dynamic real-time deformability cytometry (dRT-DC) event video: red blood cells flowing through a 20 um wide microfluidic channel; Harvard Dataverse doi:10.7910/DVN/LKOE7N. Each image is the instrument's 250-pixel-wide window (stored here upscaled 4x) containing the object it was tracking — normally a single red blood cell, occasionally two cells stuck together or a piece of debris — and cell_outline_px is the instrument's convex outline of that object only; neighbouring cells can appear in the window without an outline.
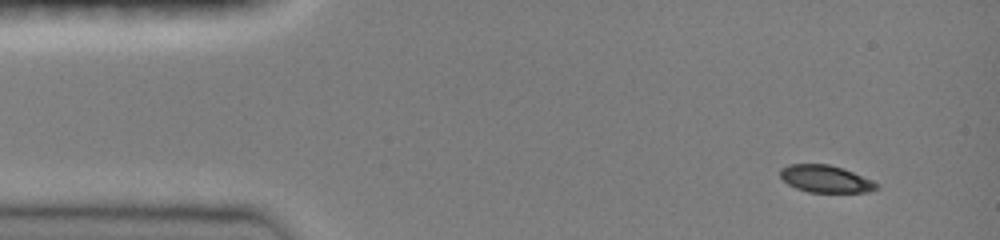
{"species": "common noctule bat (a hibernating species)", "species_latin": "Nyctalus noctula", "temperature_condition": "room temperature", "stored_images_in_passage": 7, "camera_frame_rate_fps": 3000, "um_per_image_px": 0.085, "animal": {"sex": "female", "body_mass_g": 19.0, "forearm_length_mm": 51.5}, "frame": {"image": 1, "passage_image": 1, "time_ms": 0.0, "image_size_px": [1000, 240], "cell_outline_px": [[880, 188], [868, 192], [808, 192], [796, 188], [788, 184], [780, 176], [780, 168], [788, 164], [828, 164], [852, 172], [872, 180]], "centroid_in_image_um": [70.14, 15.21], "position_along_channel_um": 14.9, "area_um2": 15.14}}
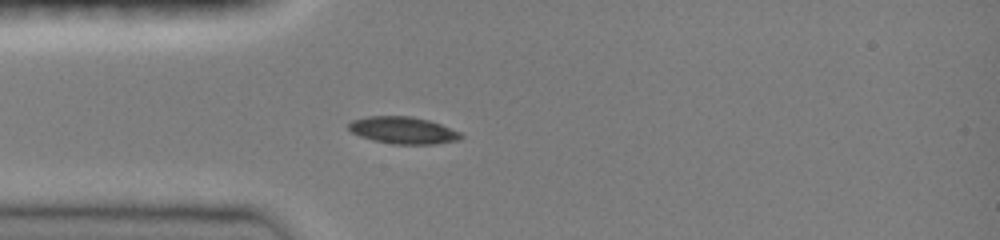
{"frame": {"image": 2, "passage_image": 7, "time_ms": 3.0, "image_size_px": [1000, 240], "cell_outline_px": [[464, 136], [460, 140], [436, 144], [392, 144], [372, 140], [360, 136], [352, 132], [348, 128], [348, 124], [352, 120], [368, 116], [412, 116], [428, 120], [440, 124], [460, 132]], "centroid_in_image_um": [34.27, 11.08], "position_along_channel_um": 50.7, "area_um2": 17.74}}